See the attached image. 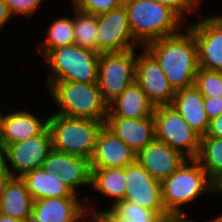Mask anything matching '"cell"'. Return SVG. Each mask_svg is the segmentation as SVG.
Returning <instances> with one entry per match:
<instances>
[{
  "label": "cell",
  "instance_id": "obj_6",
  "mask_svg": "<svg viewBox=\"0 0 222 222\" xmlns=\"http://www.w3.org/2000/svg\"><path fill=\"white\" fill-rule=\"evenodd\" d=\"M99 55L76 44L52 49L43 56L52 71L47 81L97 83Z\"/></svg>",
  "mask_w": 222,
  "mask_h": 222
},
{
  "label": "cell",
  "instance_id": "obj_24",
  "mask_svg": "<svg viewBox=\"0 0 222 222\" xmlns=\"http://www.w3.org/2000/svg\"><path fill=\"white\" fill-rule=\"evenodd\" d=\"M91 187L114 199L113 204L124 200L127 190L123 168H91Z\"/></svg>",
  "mask_w": 222,
  "mask_h": 222
},
{
  "label": "cell",
  "instance_id": "obj_42",
  "mask_svg": "<svg viewBox=\"0 0 222 222\" xmlns=\"http://www.w3.org/2000/svg\"><path fill=\"white\" fill-rule=\"evenodd\" d=\"M207 222H222V214H220L219 216H217L216 218H213Z\"/></svg>",
  "mask_w": 222,
  "mask_h": 222
},
{
  "label": "cell",
  "instance_id": "obj_32",
  "mask_svg": "<svg viewBox=\"0 0 222 222\" xmlns=\"http://www.w3.org/2000/svg\"><path fill=\"white\" fill-rule=\"evenodd\" d=\"M170 7L175 11L183 20L184 14L196 12L198 5L201 4V0H153ZM200 1V2H199ZM200 3V4H199Z\"/></svg>",
  "mask_w": 222,
  "mask_h": 222
},
{
  "label": "cell",
  "instance_id": "obj_8",
  "mask_svg": "<svg viewBox=\"0 0 222 222\" xmlns=\"http://www.w3.org/2000/svg\"><path fill=\"white\" fill-rule=\"evenodd\" d=\"M136 60L135 48L100 53L97 84L108 104L135 82Z\"/></svg>",
  "mask_w": 222,
  "mask_h": 222
},
{
  "label": "cell",
  "instance_id": "obj_37",
  "mask_svg": "<svg viewBox=\"0 0 222 222\" xmlns=\"http://www.w3.org/2000/svg\"><path fill=\"white\" fill-rule=\"evenodd\" d=\"M0 173H8L6 146L0 139Z\"/></svg>",
  "mask_w": 222,
  "mask_h": 222
},
{
  "label": "cell",
  "instance_id": "obj_11",
  "mask_svg": "<svg viewBox=\"0 0 222 222\" xmlns=\"http://www.w3.org/2000/svg\"><path fill=\"white\" fill-rule=\"evenodd\" d=\"M135 81L154 107L171 104L175 91L158 62L144 47L137 55Z\"/></svg>",
  "mask_w": 222,
  "mask_h": 222
},
{
  "label": "cell",
  "instance_id": "obj_13",
  "mask_svg": "<svg viewBox=\"0 0 222 222\" xmlns=\"http://www.w3.org/2000/svg\"><path fill=\"white\" fill-rule=\"evenodd\" d=\"M127 190L124 201L153 211H165L161 184L137 161L124 167Z\"/></svg>",
  "mask_w": 222,
  "mask_h": 222
},
{
  "label": "cell",
  "instance_id": "obj_21",
  "mask_svg": "<svg viewBox=\"0 0 222 222\" xmlns=\"http://www.w3.org/2000/svg\"><path fill=\"white\" fill-rule=\"evenodd\" d=\"M33 202L21 177H9L0 195V213L30 222Z\"/></svg>",
  "mask_w": 222,
  "mask_h": 222
},
{
  "label": "cell",
  "instance_id": "obj_12",
  "mask_svg": "<svg viewBox=\"0 0 222 222\" xmlns=\"http://www.w3.org/2000/svg\"><path fill=\"white\" fill-rule=\"evenodd\" d=\"M188 26L197 43L199 68L222 72V22L211 15Z\"/></svg>",
  "mask_w": 222,
  "mask_h": 222
},
{
  "label": "cell",
  "instance_id": "obj_43",
  "mask_svg": "<svg viewBox=\"0 0 222 222\" xmlns=\"http://www.w3.org/2000/svg\"><path fill=\"white\" fill-rule=\"evenodd\" d=\"M216 193H220V194H222V186L217 187Z\"/></svg>",
  "mask_w": 222,
  "mask_h": 222
},
{
  "label": "cell",
  "instance_id": "obj_39",
  "mask_svg": "<svg viewBox=\"0 0 222 222\" xmlns=\"http://www.w3.org/2000/svg\"><path fill=\"white\" fill-rule=\"evenodd\" d=\"M9 177H10L9 173H0V195Z\"/></svg>",
  "mask_w": 222,
  "mask_h": 222
},
{
  "label": "cell",
  "instance_id": "obj_2",
  "mask_svg": "<svg viewBox=\"0 0 222 222\" xmlns=\"http://www.w3.org/2000/svg\"><path fill=\"white\" fill-rule=\"evenodd\" d=\"M58 107L55 114L71 118L106 121L108 103L97 83L47 81L46 85Z\"/></svg>",
  "mask_w": 222,
  "mask_h": 222
},
{
  "label": "cell",
  "instance_id": "obj_45",
  "mask_svg": "<svg viewBox=\"0 0 222 222\" xmlns=\"http://www.w3.org/2000/svg\"><path fill=\"white\" fill-rule=\"evenodd\" d=\"M1 120H2V112L0 110V130H1Z\"/></svg>",
  "mask_w": 222,
  "mask_h": 222
},
{
  "label": "cell",
  "instance_id": "obj_23",
  "mask_svg": "<svg viewBox=\"0 0 222 222\" xmlns=\"http://www.w3.org/2000/svg\"><path fill=\"white\" fill-rule=\"evenodd\" d=\"M21 179L25 182L34 201L44 198L77 197L78 195L60 180V175L43 168L34 169L24 174Z\"/></svg>",
  "mask_w": 222,
  "mask_h": 222
},
{
  "label": "cell",
  "instance_id": "obj_27",
  "mask_svg": "<svg viewBox=\"0 0 222 222\" xmlns=\"http://www.w3.org/2000/svg\"><path fill=\"white\" fill-rule=\"evenodd\" d=\"M47 34L45 42L38 44L37 47V52L43 56L52 49L74 44L73 18L60 17L56 19L51 23Z\"/></svg>",
  "mask_w": 222,
  "mask_h": 222
},
{
  "label": "cell",
  "instance_id": "obj_26",
  "mask_svg": "<svg viewBox=\"0 0 222 222\" xmlns=\"http://www.w3.org/2000/svg\"><path fill=\"white\" fill-rule=\"evenodd\" d=\"M73 9L74 44L97 52L98 16Z\"/></svg>",
  "mask_w": 222,
  "mask_h": 222
},
{
  "label": "cell",
  "instance_id": "obj_5",
  "mask_svg": "<svg viewBox=\"0 0 222 222\" xmlns=\"http://www.w3.org/2000/svg\"><path fill=\"white\" fill-rule=\"evenodd\" d=\"M103 121L71 118L52 114L48 116V129L54 150L91 159L96 138L104 126Z\"/></svg>",
  "mask_w": 222,
  "mask_h": 222
},
{
  "label": "cell",
  "instance_id": "obj_41",
  "mask_svg": "<svg viewBox=\"0 0 222 222\" xmlns=\"http://www.w3.org/2000/svg\"><path fill=\"white\" fill-rule=\"evenodd\" d=\"M87 218H88L87 220H88L89 222H99L93 215H91V216L88 215ZM82 221H83V222H86V219H83ZM88 221H87V222H88Z\"/></svg>",
  "mask_w": 222,
  "mask_h": 222
},
{
  "label": "cell",
  "instance_id": "obj_3",
  "mask_svg": "<svg viewBox=\"0 0 222 222\" xmlns=\"http://www.w3.org/2000/svg\"><path fill=\"white\" fill-rule=\"evenodd\" d=\"M133 38L143 47L179 33L183 19L170 7L153 0H124Z\"/></svg>",
  "mask_w": 222,
  "mask_h": 222
},
{
  "label": "cell",
  "instance_id": "obj_40",
  "mask_svg": "<svg viewBox=\"0 0 222 222\" xmlns=\"http://www.w3.org/2000/svg\"><path fill=\"white\" fill-rule=\"evenodd\" d=\"M0 222H27V221L17 220L8 215L0 213Z\"/></svg>",
  "mask_w": 222,
  "mask_h": 222
},
{
  "label": "cell",
  "instance_id": "obj_4",
  "mask_svg": "<svg viewBox=\"0 0 222 222\" xmlns=\"http://www.w3.org/2000/svg\"><path fill=\"white\" fill-rule=\"evenodd\" d=\"M162 200L169 215H187L182 206L194 201L201 194L215 193L217 186L195 159L184 162L161 183Z\"/></svg>",
  "mask_w": 222,
  "mask_h": 222
},
{
  "label": "cell",
  "instance_id": "obj_29",
  "mask_svg": "<svg viewBox=\"0 0 222 222\" xmlns=\"http://www.w3.org/2000/svg\"><path fill=\"white\" fill-rule=\"evenodd\" d=\"M194 86L203 97L222 96V72L198 68Z\"/></svg>",
  "mask_w": 222,
  "mask_h": 222
},
{
  "label": "cell",
  "instance_id": "obj_44",
  "mask_svg": "<svg viewBox=\"0 0 222 222\" xmlns=\"http://www.w3.org/2000/svg\"><path fill=\"white\" fill-rule=\"evenodd\" d=\"M222 22V15H215Z\"/></svg>",
  "mask_w": 222,
  "mask_h": 222
},
{
  "label": "cell",
  "instance_id": "obj_31",
  "mask_svg": "<svg viewBox=\"0 0 222 222\" xmlns=\"http://www.w3.org/2000/svg\"><path fill=\"white\" fill-rule=\"evenodd\" d=\"M44 0H4L10 14L13 16H31Z\"/></svg>",
  "mask_w": 222,
  "mask_h": 222
},
{
  "label": "cell",
  "instance_id": "obj_15",
  "mask_svg": "<svg viewBox=\"0 0 222 222\" xmlns=\"http://www.w3.org/2000/svg\"><path fill=\"white\" fill-rule=\"evenodd\" d=\"M186 158L156 138L136 154V161L158 182L166 180Z\"/></svg>",
  "mask_w": 222,
  "mask_h": 222
},
{
  "label": "cell",
  "instance_id": "obj_19",
  "mask_svg": "<svg viewBox=\"0 0 222 222\" xmlns=\"http://www.w3.org/2000/svg\"><path fill=\"white\" fill-rule=\"evenodd\" d=\"M44 119L22 110L2 115L0 139L6 146L40 135L48 127V117Z\"/></svg>",
  "mask_w": 222,
  "mask_h": 222
},
{
  "label": "cell",
  "instance_id": "obj_36",
  "mask_svg": "<svg viewBox=\"0 0 222 222\" xmlns=\"http://www.w3.org/2000/svg\"><path fill=\"white\" fill-rule=\"evenodd\" d=\"M10 19H12V15L6 6V3L4 0H0V31H2L1 29L4 28V25L6 26Z\"/></svg>",
  "mask_w": 222,
  "mask_h": 222
},
{
  "label": "cell",
  "instance_id": "obj_34",
  "mask_svg": "<svg viewBox=\"0 0 222 222\" xmlns=\"http://www.w3.org/2000/svg\"><path fill=\"white\" fill-rule=\"evenodd\" d=\"M86 207L88 214L93 215L99 222H130L127 219L117 215L111 208L108 210L105 209L104 211H97L94 209V207H91V209L88 208L87 204Z\"/></svg>",
  "mask_w": 222,
  "mask_h": 222
},
{
  "label": "cell",
  "instance_id": "obj_17",
  "mask_svg": "<svg viewBox=\"0 0 222 222\" xmlns=\"http://www.w3.org/2000/svg\"><path fill=\"white\" fill-rule=\"evenodd\" d=\"M88 215L78 197L44 198L33 202L30 222H80Z\"/></svg>",
  "mask_w": 222,
  "mask_h": 222
},
{
  "label": "cell",
  "instance_id": "obj_9",
  "mask_svg": "<svg viewBox=\"0 0 222 222\" xmlns=\"http://www.w3.org/2000/svg\"><path fill=\"white\" fill-rule=\"evenodd\" d=\"M139 43L133 38L124 5L98 15L97 52H123Z\"/></svg>",
  "mask_w": 222,
  "mask_h": 222
},
{
  "label": "cell",
  "instance_id": "obj_14",
  "mask_svg": "<svg viewBox=\"0 0 222 222\" xmlns=\"http://www.w3.org/2000/svg\"><path fill=\"white\" fill-rule=\"evenodd\" d=\"M42 168L60 175V180L75 194L80 186H91L92 169L90 159L54 150L47 154Z\"/></svg>",
  "mask_w": 222,
  "mask_h": 222
},
{
  "label": "cell",
  "instance_id": "obj_28",
  "mask_svg": "<svg viewBox=\"0 0 222 222\" xmlns=\"http://www.w3.org/2000/svg\"><path fill=\"white\" fill-rule=\"evenodd\" d=\"M110 206L117 215L130 222H165L170 216L166 211L145 209L124 200Z\"/></svg>",
  "mask_w": 222,
  "mask_h": 222
},
{
  "label": "cell",
  "instance_id": "obj_22",
  "mask_svg": "<svg viewBox=\"0 0 222 222\" xmlns=\"http://www.w3.org/2000/svg\"><path fill=\"white\" fill-rule=\"evenodd\" d=\"M153 110L154 106L148 101L146 94L135 81L108 104L107 117L140 119L150 117Z\"/></svg>",
  "mask_w": 222,
  "mask_h": 222
},
{
  "label": "cell",
  "instance_id": "obj_18",
  "mask_svg": "<svg viewBox=\"0 0 222 222\" xmlns=\"http://www.w3.org/2000/svg\"><path fill=\"white\" fill-rule=\"evenodd\" d=\"M104 126L136 154L155 139L152 115L140 119L106 117Z\"/></svg>",
  "mask_w": 222,
  "mask_h": 222
},
{
  "label": "cell",
  "instance_id": "obj_38",
  "mask_svg": "<svg viewBox=\"0 0 222 222\" xmlns=\"http://www.w3.org/2000/svg\"><path fill=\"white\" fill-rule=\"evenodd\" d=\"M188 217V215H170L165 222H195L194 219L190 220Z\"/></svg>",
  "mask_w": 222,
  "mask_h": 222
},
{
  "label": "cell",
  "instance_id": "obj_20",
  "mask_svg": "<svg viewBox=\"0 0 222 222\" xmlns=\"http://www.w3.org/2000/svg\"><path fill=\"white\" fill-rule=\"evenodd\" d=\"M203 100L204 97L195 86H192L175 91L170 104L201 137L205 136L210 121L204 109Z\"/></svg>",
  "mask_w": 222,
  "mask_h": 222
},
{
  "label": "cell",
  "instance_id": "obj_33",
  "mask_svg": "<svg viewBox=\"0 0 222 222\" xmlns=\"http://www.w3.org/2000/svg\"><path fill=\"white\" fill-rule=\"evenodd\" d=\"M203 103L209 120L222 114V96L204 97Z\"/></svg>",
  "mask_w": 222,
  "mask_h": 222
},
{
  "label": "cell",
  "instance_id": "obj_7",
  "mask_svg": "<svg viewBox=\"0 0 222 222\" xmlns=\"http://www.w3.org/2000/svg\"><path fill=\"white\" fill-rule=\"evenodd\" d=\"M155 138L178 151L186 159L197 158L201 136L197 134L172 106L153 110Z\"/></svg>",
  "mask_w": 222,
  "mask_h": 222
},
{
  "label": "cell",
  "instance_id": "obj_25",
  "mask_svg": "<svg viewBox=\"0 0 222 222\" xmlns=\"http://www.w3.org/2000/svg\"><path fill=\"white\" fill-rule=\"evenodd\" d=\"M217 186H222V139L201 138L200 151L196 158Z\"/></svg>",
  "mask_w": 222,
  "mask_h": 222
},
{
  "label": "cell",
  "instance_id": "obj_35",
  "mask_svg": "<svg viewBox=\"0 0 222 222\" xmlns=\"http://www.w3.org/2000/svg\"><path fill=\"white\" fill-rule=\"evenodd\" d=\"M201 138H220L222 139V114L209 121V127L205 134Z\"/></svg>",
  "mask_w": 222,
  "mask_h": 222
},
{
  "label": "cell",
  "instance_id": "obj_1",
  "mask_svg": "<svg viewBox=\"0 0 222 222\" xmlns=\"http://www.w3.org/2000/svg\"><path fill=\"white\" fill-rule=\"evenodd\" d=\"M158 62L174 91L194 86L198 71L197 43L193 32L164 36L143 46Z\"/></svg>",
  "mask_w": 222,
  "mask_h": 222
},
{
  "label": "cell",
  "instance_id": "obj_16",
  "mask_svg": "<svg viewBox=\"0 0 222 222\" xmlns=\"http://www.w3.org/2000/svg\"><path fill=\"white\" fill-rule=\"evenodd\" d=\"M136 161V153L105 126L96 138L91 168H123Z\"/></svg>",
  "mask_w": 222,
  "mask_h": 222
},
{
  "label": "cell",
  "instance_id": "obj_10",
  "mask_svg": "<svg viewBox=\"0 0 222 222\" xmlns=\"http://www.w3.org/2000/svg\"><path fill=\"white\" fill-rule=\"evenodd\" d=\"M51 149V134L48 127L40 135L6 145L7 168L10 177H22L34 169L42 168ZM9 165L12 170L9 169Z\"/></svg>",
  "mask_w": 222,
  "mask_h": 222
},
{
  "label": "cell",
  "instance_id": "obj_30",
  "mask_svg": "<svg viewBox=\"0 0 222 222\" xmlns=\"http://www.w3.org/2000/svg\"><path fill=\"white\" fill-rule=\"evenodd\" d=\"M124 0H73V7L81 12L100 15L123 5Z\"/></svg>",
  "mask_w": 222,
  "mask_h": 222
}]
</instances>
